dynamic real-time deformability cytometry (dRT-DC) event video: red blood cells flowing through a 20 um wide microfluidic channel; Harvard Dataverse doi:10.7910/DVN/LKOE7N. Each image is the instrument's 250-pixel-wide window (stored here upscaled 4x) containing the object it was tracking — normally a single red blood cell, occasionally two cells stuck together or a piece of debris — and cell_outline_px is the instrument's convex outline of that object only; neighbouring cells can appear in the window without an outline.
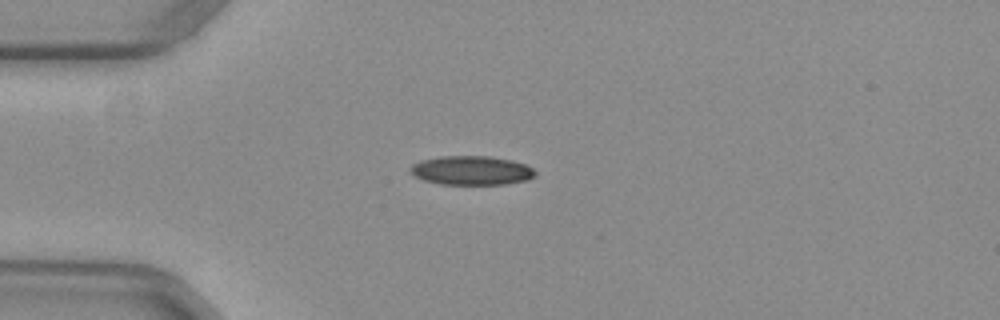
{"species": "common noctule bat (a hibernating species)", "species_latin": "Nyctalus noctula", "temperature_condition": "warm", "stored_images_in_passage": 39, "camera_frame_rate_fps": 3000, "um_per_image_px": 0.085, "animal": {"sex": "female", "body_mass_g": 29.2, "forearm_length_mm": 56.3}, "frame": {"image": 1, "passage_image": 1, "time_ms": 0.0, "image_size_px": [1000, 320], "cell_outline_px": [[536, 176], [528, 180], [504, 184], [440, 184], [424, 180], [408, 172], [408, 168], [412, 164], [420, 160], [440, 156], [488, 156], [512, 160], [524, 164], [532, 168], [536, 172]], "centroid_in_image_um": [40.05, 14.48], "position_along_channel_um": 44.9, "area_um2": 21.27}}
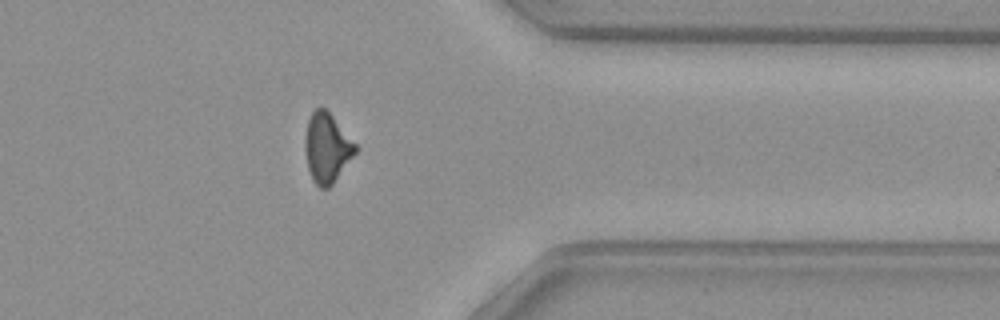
{"frame": {"image": 2, "passage_image": 29, "time_ms": 9.333, "image_size_px": [1000, 320], "cell_outline_px": [[356, 152], [332, 184], [328, 188], [320, 188], [312, 180], [308, 168], [304, 148], [304, 136], [308, 120], [312, 112], [316, 108], [324, 108], [332, 116], [356, 144]], "centroid_in_image_um": [27.75, 12.58], "position_along_channel_um": 383.6, "area_um2": 20.11}}
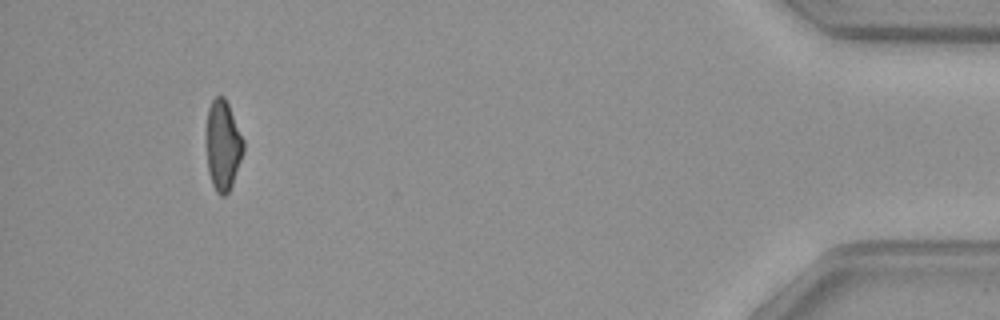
{"frame": {"image": 3, "passage_image": 36, "time_ms": 11.667, "image_size_px": [1000, 320], "cell_outline_px": [[244, 148], [232, 184], [228, 192], [224, 196], [220, 196], [216, 192], [212, 184], [208, 172], [204, 140], [204, 132], [208, 108], [212, 100], [216, 96], [224, 96], [228, 104], [244, 140]], "centroid_in_image_um": [18.89, 12.33], "position_along_channel_um": 416.3, "area_um2": 19.94}, "authors_computed_cell_mechanics": {"area_um2": 20.808, "velocity_mm_per_s": 3.9837, "shape_relaxation_time_tau1_ms": null, "shape_relaxation_time_tau2_ms": 2.5879, "deformation_change_tau1": null, "deformation_change_tau2": 0.0815}}